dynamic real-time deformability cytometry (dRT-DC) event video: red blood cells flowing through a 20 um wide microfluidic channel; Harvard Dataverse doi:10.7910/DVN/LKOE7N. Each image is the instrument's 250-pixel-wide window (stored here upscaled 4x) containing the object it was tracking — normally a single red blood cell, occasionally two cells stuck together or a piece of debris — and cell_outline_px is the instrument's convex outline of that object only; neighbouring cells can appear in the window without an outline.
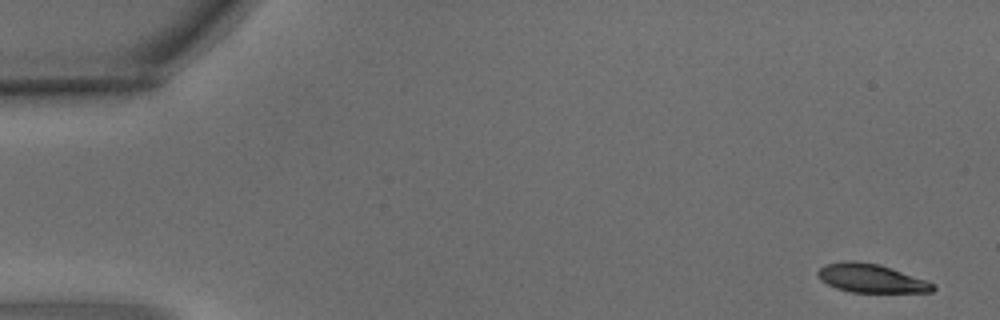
{"species": "common noctule bat (a hibernating species)", "species_latin": "Nyctalus noctula", "temperature_condition": "warm", "stored_images_in_passage": 7, "camera_frame_rate_fps": 3000, "um_per_image_px": 0.085, "animal": {"sex": "male", "body_mass_g": 15.6}, "frame": {"image": 1, "passage_image": 1, "time_ms": 0.0, "image_size_px": [1000, 320], "cell_outline_px": [[936, 288], [932, 292], [852, 292], [836, 288], [820, 280], [816, 272], [824, 264], [840, 260], [856, 260], [876, 264], [936, 284]], "centroid_in_image_um": [73.97, 23.65], "position_along_channel_um": 11.0, "area_um2": 19.02}}
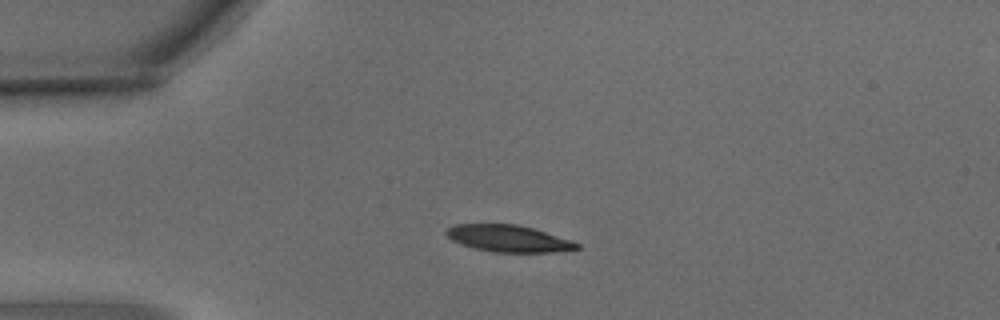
{"frame": {"image": 2, "passage_image": 4, "time_ms": 1.0, "image_size_px": [1000, 320], "cell_outline_px": [[580, 248], [552, 252], [492, 252], [476, 248], [452, 240], [444, 232], [452, 224], [516, 224], [532, 228], [572, 240], [580, 244]], "centroid_in_image_um": [43.23, 20.26], "position_along_channel_um": 41.8, "area_um2": 20.17}}
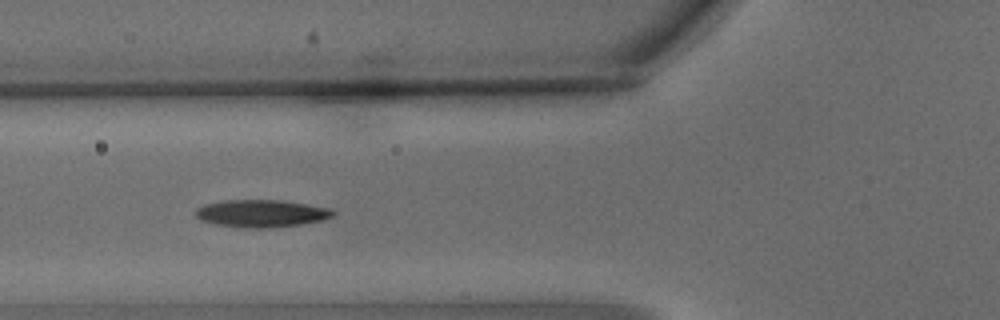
{"frame": {"image": 3, "passage_image": 6, "time_ms": 1.667, "image_size_px": [1000, 320], "cell_outline_px": [[336, 212], [332, 216], [320, 220], [300, 224], [268, 228], [244, 228], [216, 224], [200, 220], [192, 212], [196, 208], [204, 204], [224, 200], [284, 200], [328, 208]], "centroid_in_image_um": [22.14, 18.13], "position_along_channel_um": 103.7, "area_um2": 21.96}}